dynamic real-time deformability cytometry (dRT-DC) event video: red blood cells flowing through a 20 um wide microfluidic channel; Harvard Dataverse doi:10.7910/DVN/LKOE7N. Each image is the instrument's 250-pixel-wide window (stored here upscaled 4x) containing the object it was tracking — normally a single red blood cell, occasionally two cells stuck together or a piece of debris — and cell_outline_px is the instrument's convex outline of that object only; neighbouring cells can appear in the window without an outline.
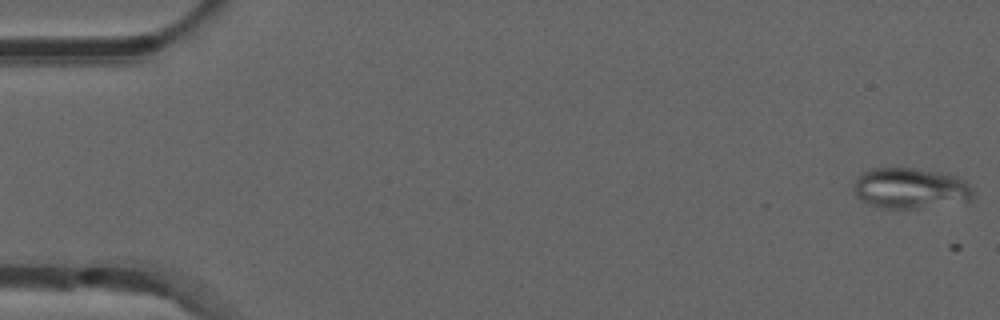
{"species": "common noctule bat (a hibernating species)", "species_latin": "Nyctalus noctula", "temperature_condition": "room temperature", "stored_images_in_passage": 2, "camera_frame_rate_fps": 3000, "um_per_image_px": 0.085, "animal": {"sex": "male", "forearm_length_mm": 52.5}, "frame": {"image": 1, "passage_image": 1, "time_ms": 0.0, "image_size_px": [1000, 320], "cell_outline_px": [[972, 200], [916, 208], [884, 208], [868, 204], [860, 200], [856, 196], [852, 188], [856, 176], [872, 168], [912, 168], [936, 172], [956, 176], [964, 180], [972, 188]], "centroid_in_image_um": [77.32, 16.0], "position_along_channel_um": 7.7, "area_um2": 28.15}}